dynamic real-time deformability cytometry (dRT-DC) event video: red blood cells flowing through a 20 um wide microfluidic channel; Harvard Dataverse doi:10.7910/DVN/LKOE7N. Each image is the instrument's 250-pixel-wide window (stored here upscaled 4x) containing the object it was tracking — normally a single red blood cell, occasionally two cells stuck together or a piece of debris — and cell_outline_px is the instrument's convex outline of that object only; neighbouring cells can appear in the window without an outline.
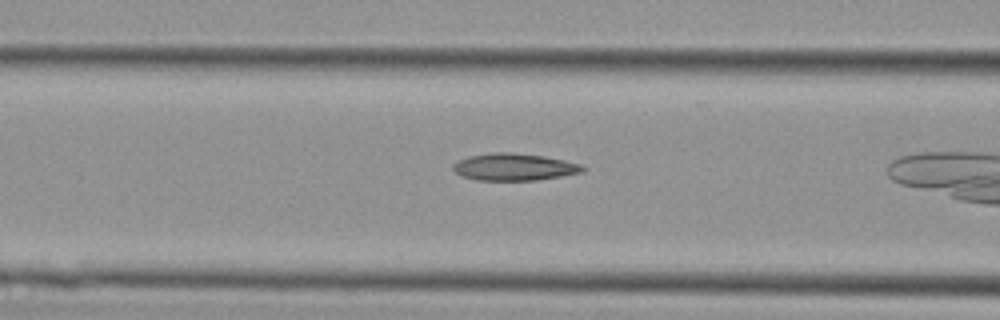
{"species": "Egyptian fruit bat (a non-hibernating species)", "species_latin": "Rousettus aegyptiacus", "temperature_condition": "cold", "stored_images_in_passage": 11, "camera_frame_rate_fps": 3000, "um_per_image_px": 0.085, "animal": {"sex": "female"}, "frame": {"image": 1, "passage_image": 10, "time_ms": 3.0, "image_size_px": [1000, 320], "cell_outline_px": [[588, 168], [584, 172], [536, 180], [476, 180], [460, 176], [452, 168], [452, 164], [468, 156], [492, 152], [512, 152], [544, 156], [564, 160], [580, 164]], "centroid_in_image_um": [43.7, 14.19], "position_along_channel_um": 122.9, "area_um2": 20.58}}